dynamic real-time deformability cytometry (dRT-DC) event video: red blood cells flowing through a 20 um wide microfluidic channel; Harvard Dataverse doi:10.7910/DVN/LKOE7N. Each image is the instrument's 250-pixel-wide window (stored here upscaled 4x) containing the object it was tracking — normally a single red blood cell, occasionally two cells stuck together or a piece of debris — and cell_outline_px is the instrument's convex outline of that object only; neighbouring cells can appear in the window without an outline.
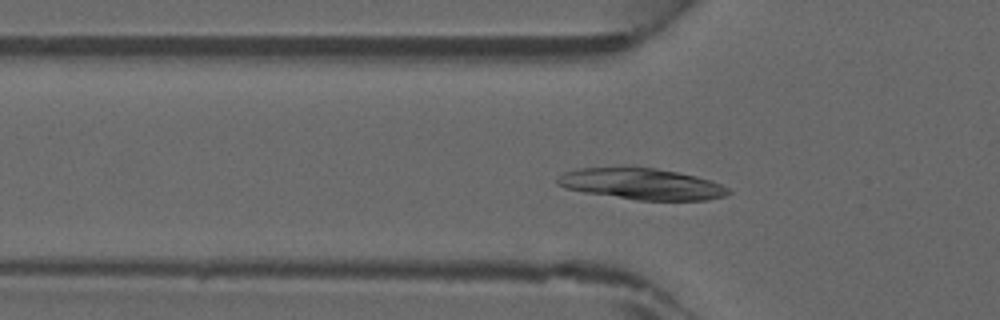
{"species": "common noctule bat (a hibernating species)", "species_latin": "Nyctalus noctula", "temperature_condition": "warm", "stored_images_in_passage": 41, "camera_frame_rate_fps": 3000, "um_per_image_px": 0.085, "animal": {"sex": "male", "forearm_length_mm": 52.5}, "frame": {"image": 1, "passage_image": 12, "time_ms": 3.667, "image_size_px": [1000, 320], "cell_outline_px": [[732, 192], [724, 196], [708, 200], [636, 200], [584, 192], [564, 188], [556, 184], [556, 180], [564, 172], [576, 168], [632, 164], [656, 168], [696, 176], [712, 180], [728, 188]], "centroid_in_image_um": [54.48, 15.59], "position_along_channel_um": 71.3, "area_um2": 32.08}}
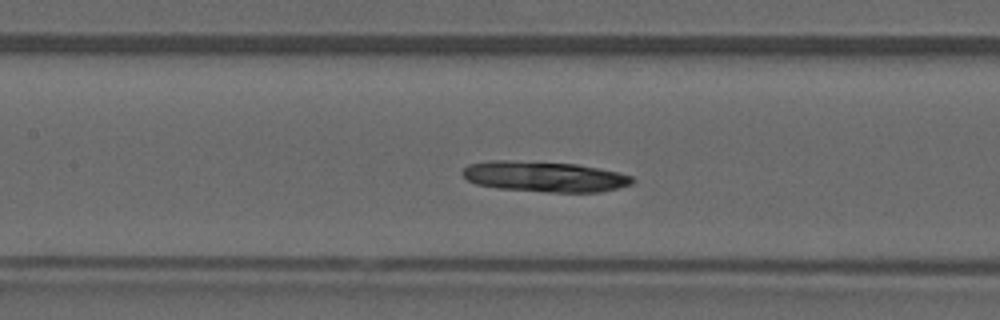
{"frame": {"image": 2, "passage_image": 18, "time_ms": 5.667, "image_size_px": [1000, 320], "cell_outline_px": [[636, 180], [632, 184], [600, 192], [548, 192], [500, 188], [476, 184], [468, 180], [460, 172], [468, 164], [492, 160], [504, 160], [576, 164], [616, 172], [632, 176]], "centroid_in_image_um": [46.26, 15.01], "position_along_channel_um": 161.1, "area_um2": 29.94}}
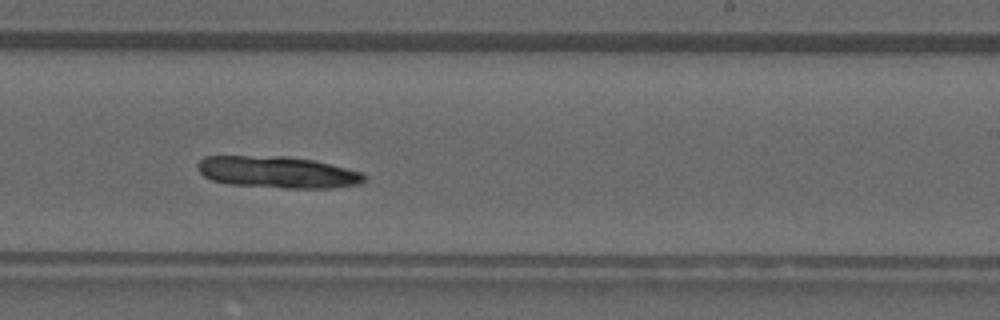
{"frame": {"image": 3, "passage_image": 25, "time_ms": 8.0, "image_size_px": [1000, 320], "cell_outline_px": [[368, 180], [360, 184], [336, 188], [284, 188], [228, 184], [212, 180], [204, 176], [196, 168], [196, 164], [204, 156], [288, 156], [312, 160], [364, 172], [368, 176]], "centroid_in_image_um": [23.63, 14.64], "position_along_channel_um": 265.4, "area_um2": 31.21}}